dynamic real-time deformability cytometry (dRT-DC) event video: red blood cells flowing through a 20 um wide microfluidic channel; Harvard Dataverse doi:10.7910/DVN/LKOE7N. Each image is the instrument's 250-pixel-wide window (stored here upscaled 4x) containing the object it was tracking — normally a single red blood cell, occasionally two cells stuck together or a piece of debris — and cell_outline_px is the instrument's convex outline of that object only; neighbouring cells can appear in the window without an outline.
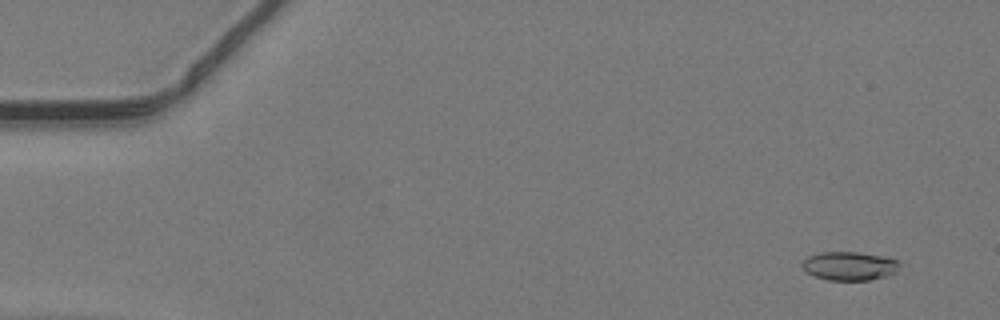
{"species": "common noctule bat (a hibernating species)", "species_latin": "Nyctalus noctula", "temperature_condition": "warm", "stored_images_in_passage": 17, "camera_frame_rate_fps": 3000, "um_per_image_px": 0.085, "animal": {"sex": "male", "body_mass_g": 19.2, "forearm_length_mm": 51.8}, "frame": {"image": 1, "passage_image": 4, "time_ms": 1.0, "image_size_px": [1000, 320], "cell_outline_px": [[900, 264], [896, 272], [884, 276], [868, 280], [828, 280], [816, 276], [808, 272], [800, 264], [808, 256], [820, 252], [856, 252], [880, 256], [896, 260]], "centroid_in_image_um": [72.17, 22.6], "position_along_channel_um": 12.8, "area_um2": 15.95}}
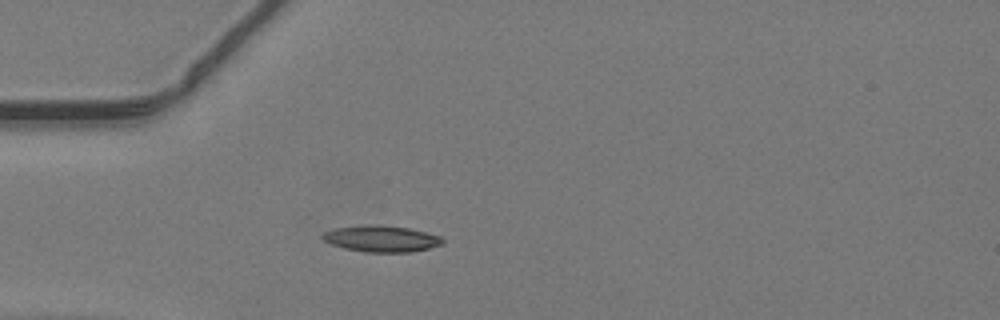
{"frame": {"image": 2, "passage_image": 15, "time_ms": 4.667, "image_size_px": [1000, 320], "cell_outline_px": [[444, 244], [412, 252], [364, 252], [344, 248], [332, 244], [324, 240], [320, 236], [324, 232], [336, 228], [364, 224], [376, 224], [408, 228], [440, 236], [444, 240]], "centroid_in_image_um": [32.41, 20.29], "position_along_channel_um": 52.6, "area_um2": 18.44}}